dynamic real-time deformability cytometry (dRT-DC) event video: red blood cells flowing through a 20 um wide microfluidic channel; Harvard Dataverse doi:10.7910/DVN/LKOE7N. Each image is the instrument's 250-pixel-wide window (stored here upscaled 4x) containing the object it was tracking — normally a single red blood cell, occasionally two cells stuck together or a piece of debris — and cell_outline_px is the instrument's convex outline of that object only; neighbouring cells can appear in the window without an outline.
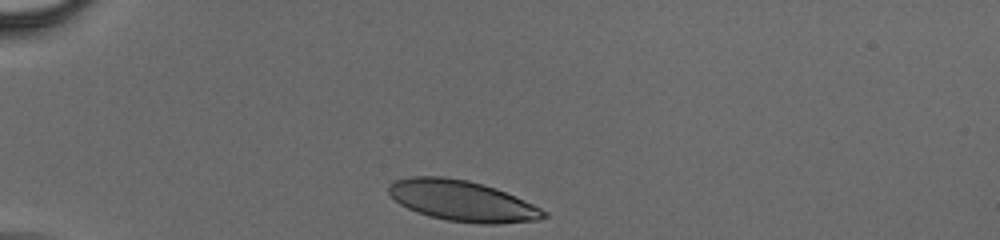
{"species": "human", "species_latin": "Homo sapiens", "temperature_condition": "cold", "stored_images_in_passage": 33, "camera_frame_rate_fps": 3000, "um_per_image_px": 0.085, "donor": {"sex": "male"}, "frame": {"image": 1, "passage_image": 1, "time_ms": 0.0, "image_size_px": [1000, 240], "cell_outline_px": [[548, 216], [536, 220], [496, 224], [480, 224], [448, 220], [428, 216], [416, 212], [400, 204], [388, 192], [388, 184], [396, 180], [412, 176], [444, 176], [468, 180], [484, 184], [496, 188], [524, 200], [548, 212]], "centroid_in_image_um": [39.28, 17.06], "position_along_channel_um": 45.7, "area_um2": 36.76}}
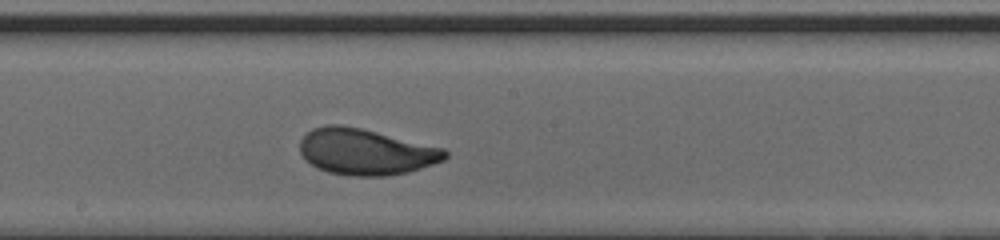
{"frame": {"image": 2, "passage_image": 18, "time_ms": 5.667, "image_size_px": [1000, 240], "cell_outline_px": [[448, 156], [444, 160], [408, 172], [388, 176], [352, 176], [328, 172], [316, 168], [300, 152], [300, 140], [312, 128], [328, 124], [340, 124], [360, 128], [444, 148], [448, 152]], "centroid_in_image_um": [31.08, 12.9], "position_along_channel_um": 217.1, "area_um2": 38.84}}
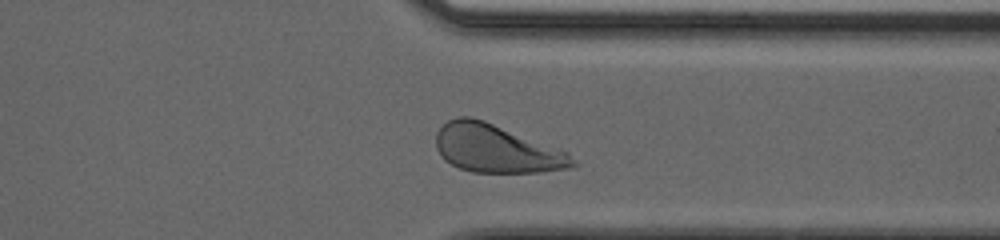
{"frame": {"image": 3, "passage_image": 30, "time_ms": 9.667, "image_size_px": [1000, 240], "cell_outline_px": [[576, 168], [540, 172], [472, 172], [460, 168], [444, 160], [436, 148], [436, 132], [448, 120], [456, 116], [472, 116], [484, 120], [568, 152], [576, 160]], "centroid_in_image_um": [42.2, 12.63], "position_along_channel_um": 369.2, "area_um2": 38.38}}